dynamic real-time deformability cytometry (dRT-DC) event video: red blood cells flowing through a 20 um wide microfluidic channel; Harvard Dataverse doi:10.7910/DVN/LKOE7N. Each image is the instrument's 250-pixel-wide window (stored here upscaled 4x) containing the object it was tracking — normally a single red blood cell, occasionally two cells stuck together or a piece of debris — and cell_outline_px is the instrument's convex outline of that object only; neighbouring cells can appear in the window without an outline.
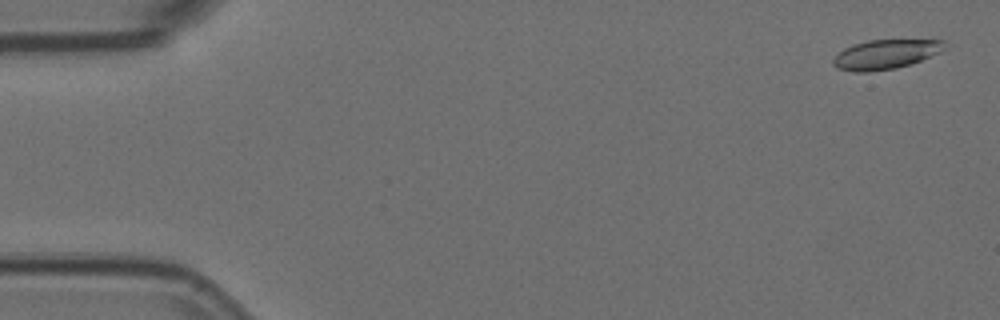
{"species": "Egyptian fruit bat (a non-hibernating species)", "species_latin": "Rousettus aegyptiacus", "temperature_condition": "room temperature", "stored_images_in_passage": 5, "camera_frame_rate_fps": 3000, "um_per_image_px": 0.085, "animal": {"sex": "female"}, "frame": {"image": 1, "passage_image": 1, "time_ms": 0.0, "image_size_px": [1000, 320], "cell_outline_px": [[948, 48], [940, 52], [920, 60], [896, 68], [868, 72], [856, 72], [836, 68], [832, 64], [832, 60], [844, 48], [852, 44], [868, 40], [944, 40]], "centroid_in_image_um": [75.27, 4.61], "position_along_channel_um": 9.7, "area_um2": 19.07}}
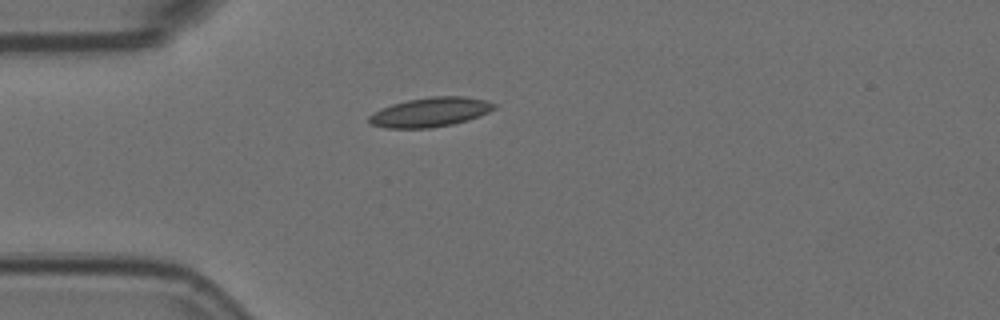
{"frame": {"image": 2, "passage_image": 5, "time_ms": 1.333, "image_size_px": [1000, 320], "cell_outline_px": [[496, 108], [480, 116], [468, 120], [452, 124], [428, 128], [384, 128], [372, 124], [368, 120], [368, 116], [372, 112], [392, 104], [408, 100], [432, 96], [464, 96], [484, 100], [496, 104]], "centroid_in_image_um": [36.56, 9.53], "position_along_channel_um": 48.4, "area_um2": 21.39}}